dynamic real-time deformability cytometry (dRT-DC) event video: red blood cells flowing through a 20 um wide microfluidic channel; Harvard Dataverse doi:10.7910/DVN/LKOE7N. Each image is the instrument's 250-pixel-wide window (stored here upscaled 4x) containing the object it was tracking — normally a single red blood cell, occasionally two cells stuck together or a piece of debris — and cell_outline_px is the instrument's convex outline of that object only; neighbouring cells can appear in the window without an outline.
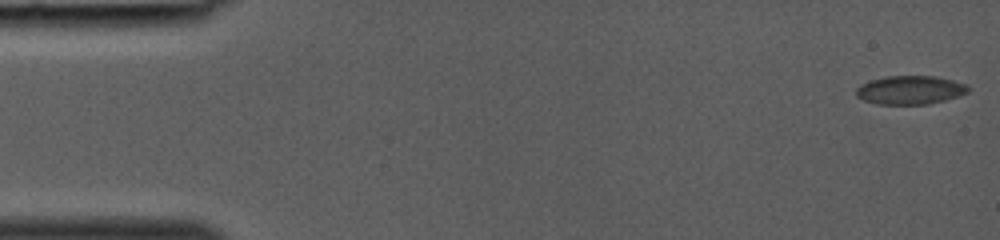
{"species": "common noctule bat (a hibernating species)", "species_latin": "Nyctalus noctula", "temperature_condition": "room temperature", "stored_images_in_passage": 9, "camera_frame_rate_fps": 3000, "um_per_image_px": 0.085, "animal": {"sex": "female", "body_mass_g": 19.0, "forearm_length_mm": 53.3}, "frame": {"image": 1, "passage_image": 1, "time_ms": 0.0, "image_size_px": [1000, 240], "cell_outline_px": [[968, 92], [944, 100], [928, 104], [876, 104], [864, 100], [856, 96], [856, 88], [860, 84], [868, 80], [888, 76], [936, 76], [968, 84]], "centroid_in_image_um": [77.32, 7.64], "position_along_channel_um": 7.7, "area_um2": 18.67}}